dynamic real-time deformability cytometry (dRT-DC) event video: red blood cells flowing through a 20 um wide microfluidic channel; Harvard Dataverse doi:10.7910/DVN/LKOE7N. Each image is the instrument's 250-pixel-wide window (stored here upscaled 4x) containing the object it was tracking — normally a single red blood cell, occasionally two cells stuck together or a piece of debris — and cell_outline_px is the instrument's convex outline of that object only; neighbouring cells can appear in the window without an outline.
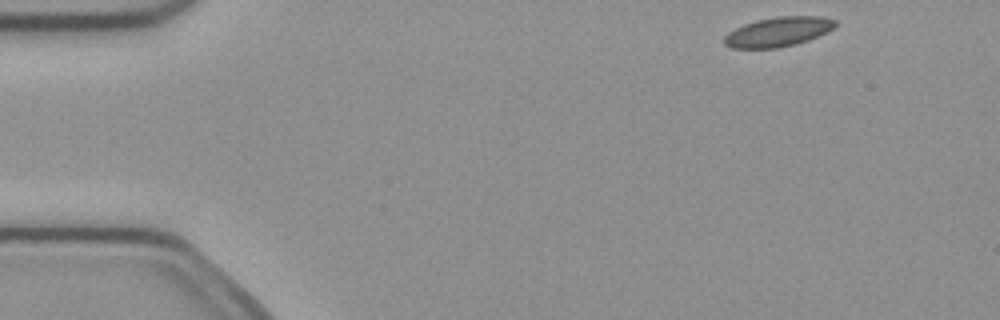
{"species": "common noctule bat (a hibernating species)", "species_latin": "Nyctalus noctula", "temperature_condition": "cold", "stored_images_in_passage": 3, "camera_frame_rate_fps": 3000, "um_per_image_px": 0.085, "animal": {"sex": "female", "body_mass_g": 21.9}, "frame": {"image": 1, "passage_image": 1, "time_ms": 0.0, "image_size_px": [1000, 320], "cell_outline_px": [[836, 24], [832, 28], [808, 40], [796, 44], [776, 48], [732, 48], [724, 44], [724, 36], [728, 32], [744, 24], [756, 20], [780, 16], [820, 16], [836, 20]], "centroid_in_image_um": [66.1, 2.7], "position_along_channel_um": 18.9, "area_um2": 18.9}}